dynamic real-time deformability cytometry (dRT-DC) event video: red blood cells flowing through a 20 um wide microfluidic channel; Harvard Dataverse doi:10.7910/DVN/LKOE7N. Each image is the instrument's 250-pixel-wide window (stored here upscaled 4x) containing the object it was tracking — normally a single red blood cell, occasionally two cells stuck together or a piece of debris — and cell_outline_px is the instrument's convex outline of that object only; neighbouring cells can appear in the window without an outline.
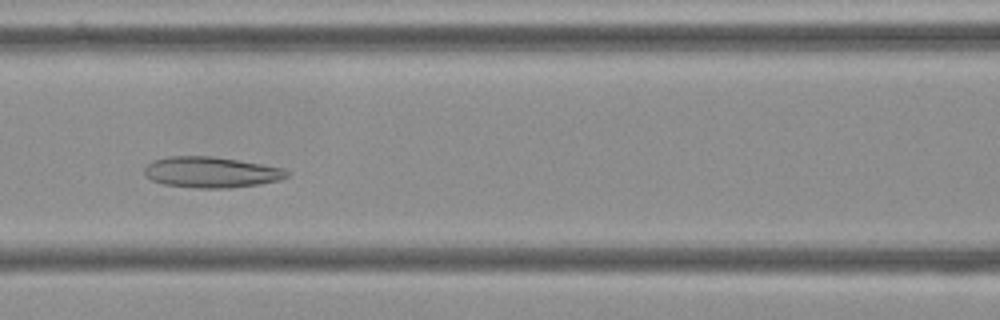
{"species": "Egyptian fruit bat (a non-hibernating species)", "species_latin": "Rousettus aegyptiacus", "temperature_condition": "cold", "stored_images_in_passage": 53, "camera_frame_rate_fps": 3000, "um_per_image_px": 0.085, "frame": {"image": 1, "passage_image": 22, "time_ms": 7.0, "image_size_px": [1000, 320], "cell_outline_px": [[288, 176], [280, 180], [260, 184], [228, 188], [196, 188], [164, 184], [152, 180], [144, 176], [144, 168], [152, 160], [168, 156], [212, 156], [284, 168], [288, 172]], "centroid_in_image_um": [17.92, 14.64], "position_along_channel_um": 148.7, "area_um2": 25.61}}
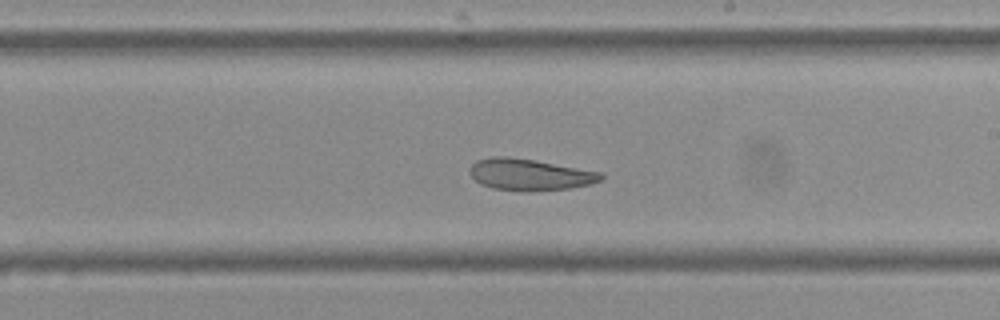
{"frame": {"image": 2, "passage_image": 30, "time_ms": 9.667, "image_size_px": [1000, 320], "cell_outline_px": [[604, 176], [600, 180], [588, 184], [572, 188], [528, 192], [492, 188], [480, 184], [468, 172], [468, 168], [476, 160], [492, 156], [508, 156], [536, 160], [600, 172]], "centroid_in_image_um": [44.97, 14.84], "position_along_channel_um": 244.0, "area_um2": 24.28}}
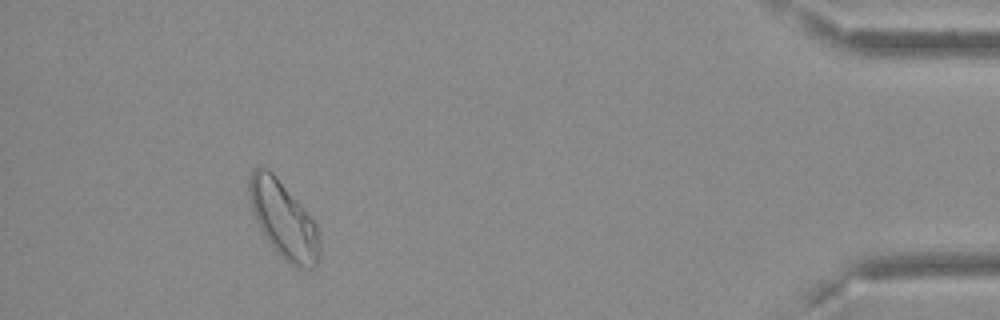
{"frame": {"image": 3, "passage_image": 49, "time_ms": 16.0, "image_size_px": [1000, 320], "cell_outline_px": [[320, 260], [312, 268], [300, 268], [284, 260], [276, 252], [260, 228], [256, 220], [252, 208], [248, 192], [248, 176], [252, 168], [268, 168], [276, 176], [304, 208], [316, 224], [320, 240]], "centroid_in_image_um": [24.1, 18.67], "position_along_channel_um": 411.1, "area_um2": 31.39}, "authors_computed_cell_mechanics": {"area_um2": 28.322, "velocity_mm_per_s": 3.5916, "shape_relaxation_time_tau1_ms": null, "shape_relaxation_time_tau2_ms": 3.6196, "deformation_change_tau1": null, "deformation_change_tau2": 0.1103}}